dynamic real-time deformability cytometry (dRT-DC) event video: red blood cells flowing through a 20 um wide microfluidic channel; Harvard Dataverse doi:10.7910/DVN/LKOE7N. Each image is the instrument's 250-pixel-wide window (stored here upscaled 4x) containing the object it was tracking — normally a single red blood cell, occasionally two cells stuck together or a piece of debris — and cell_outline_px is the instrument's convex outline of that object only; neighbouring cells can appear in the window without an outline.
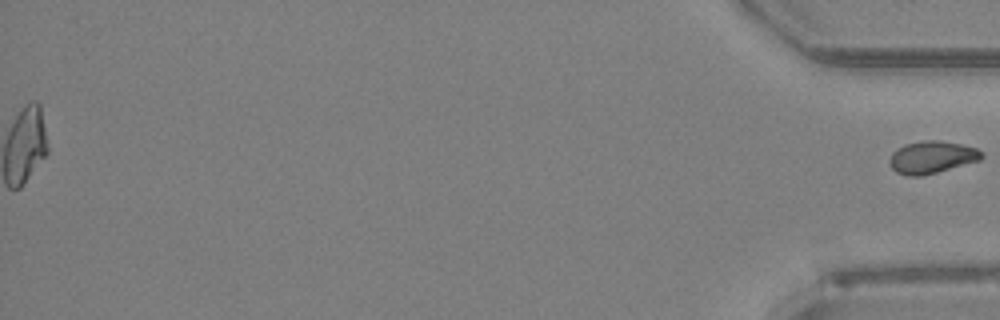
{"species": "Egyptian fruit bat (a non-hibernating species)", "species_latin": "Rousettus aegyptiacus", "temperature_condition": "room temperature", "stored_images_in_passage": 51, "segment_of_instrument_passage": [2, 2], "camera_frame_rate_fps": 3000, "um_per_image_px": 0.085, "animal": {"sex": "female"}, "frame": {"image": 1, "passage_image": 51, "time_ms": 16.667, "image_size_px": [1000, 320], "cell_outline_px": [[984, 156], [980, 160], [936, 172], [920, 176], [908, 176], [896, 172], [888, 164], [888, 160], [892, 152], [896, 148], [904, 144], [924, 140], [940, 140], [960, 144], [976, 148], [984, 152]], "centroid_in_image_um": [79.17, 13.35], "position_along_channel_um": 356.0, "area_um2": 17.46}}